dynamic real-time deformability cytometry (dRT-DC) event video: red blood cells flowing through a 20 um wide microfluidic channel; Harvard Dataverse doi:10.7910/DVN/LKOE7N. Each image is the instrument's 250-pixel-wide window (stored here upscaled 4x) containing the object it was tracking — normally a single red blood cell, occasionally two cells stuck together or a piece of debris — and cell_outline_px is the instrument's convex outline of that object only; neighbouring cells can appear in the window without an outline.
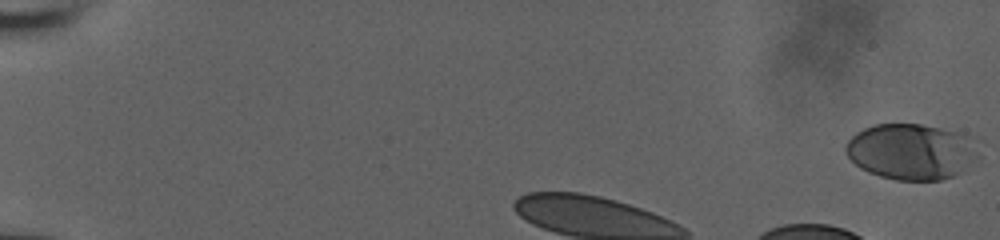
{"species": "human", "species_latin": "Homo sapiens", "temperature_condition": "room temperature", "stored_images_in_passage": 36, "camera_frame_rate_fps": 3000, "um_per_image_px": 0.085, "donor": {"sex": "male"}, "frame": {"image": 1, "passage_image": 1, "time_ms": 0.0, "image_size_px": [1000, 240], "cell_outline_px": [[984, 140], [980, 156], [952, 176], [940, 180], [896, 180], [880, 176], [868, 172], [860, 168], [844, 152], [844, 148], [848, 140], [856, 132], [872, 124], [920, 124], [940, 128], [976, 136]], "centroid_in_image_um": [77.55, 12.86], "position_along_channel_um": 7.5, "area_um2": 44.16}}
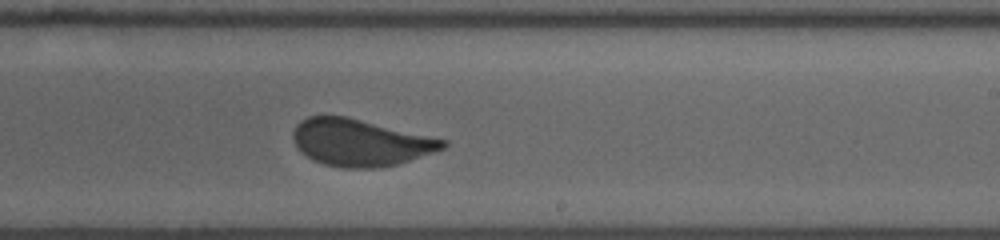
{"frame": {"image": 2, "passage_image": 24, "time_ms": 7.667, "image_size_px": [1000, 240], "cell_outline_px": [[448, 144], [444, 148], [400, 164], [376, 168], [340, 168], [324, 164], [312, 160], [300, 152], [296, 148], [292, 140], [292, 132], [296, 124], [300, 120], [308, 116], [348, 116], [448, 140]], "centroid_in_image_um": [30.59, 12.12], "position_along_channel_um": 258.4, "area_um2": 41.5}}
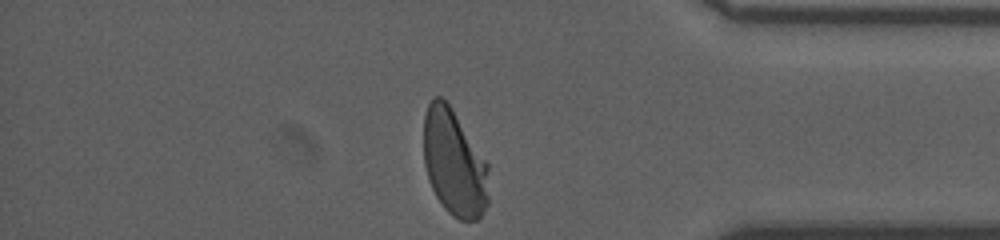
{"frame": {"image": 3, "passage_image": 36, "time_ms": 11.667, "image_size_px": [1000, 240], "cell_outline_px": [[488, 204], [480, 216], [476, 220], [460, 220], [452, 216], [444, 208], [436, 196], [428, 180], [424, 164], [424, 116], [428, 104], [432, 96], [440, 96], [452, 108], [488, 164]], "centroid_in_image_um": [38.59, 13.85], "position_along_channel_um": 396.6, "area_um2": 40.4}}